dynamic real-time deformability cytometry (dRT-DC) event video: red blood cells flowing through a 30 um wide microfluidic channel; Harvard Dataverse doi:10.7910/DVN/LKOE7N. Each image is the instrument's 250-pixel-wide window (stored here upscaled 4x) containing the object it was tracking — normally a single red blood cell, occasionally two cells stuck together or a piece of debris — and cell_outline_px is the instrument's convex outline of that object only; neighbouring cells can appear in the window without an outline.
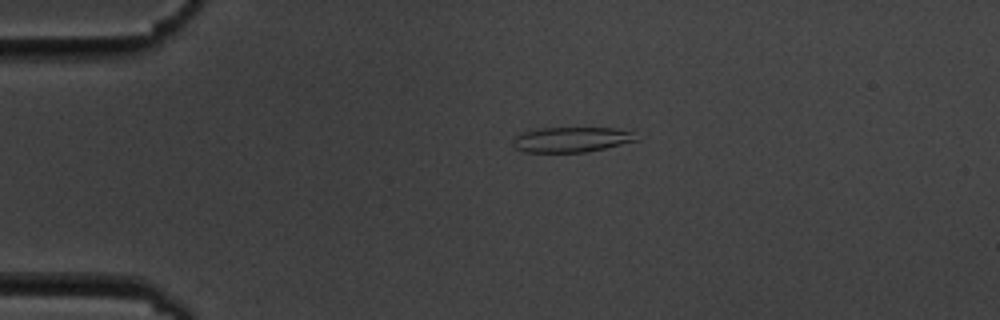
{"species": "common noctule bat (a hibernating species)", "species_latin": "Nyctalus noctula", "temperature_condition": "cold", "stored_images_in_passage": 2, "camera_frame_rate_fps": 3000, "um_per_image_px": 0.085, "animal": {"sex": "male", "body_mass_g": 19.5, "forearm_length_mm": 54.6}, "frame": {"image": 1, "passage_image": 1, "time_ms": 0.0, "image_size_px": [1000, 320], "cell_outline_px": [[640, 140], [604, 148], [584, 152], [524, 152], [512, 148], [512, 140], [520, 132], [540, 128], [616, 128], [632, 132]], "centroid_in_image_um": [48.52, 11.86], "position_along_channel_um": 36.5, "area_um2": 18.21}}